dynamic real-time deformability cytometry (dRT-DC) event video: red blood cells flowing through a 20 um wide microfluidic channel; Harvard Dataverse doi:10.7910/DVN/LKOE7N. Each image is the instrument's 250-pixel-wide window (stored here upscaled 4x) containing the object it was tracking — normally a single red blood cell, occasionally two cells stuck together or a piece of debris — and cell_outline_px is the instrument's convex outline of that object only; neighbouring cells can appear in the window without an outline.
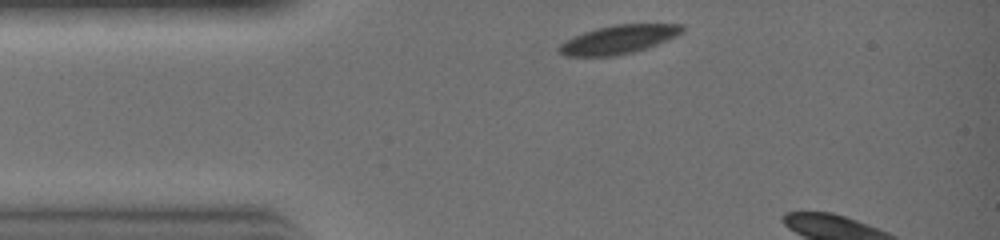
{"species": "common noctule bat (a hibernating species)", "species_latin": "Nyctalus noctula", "temperature_condition": "warm", "stored_images_in_passage": 3, "camera_frame_rate_fps": 3000, "um_per_image_px": 0.085, "animal": {"sex": "female", "body_mass_g": 19.0, "forearm_length_mm": 51.5}, "frame": {"image": 1, "passage_image": 1, "time_ms": 0.0, "image_size_px": [1000, 240], "cell_outline_px": [[684, 32], [676, 36], [656, 44], [632, 52], [612, 56], [564, 56], [556, 48], [560, 44], [584, 32], [596, 28], [616, 24], [684, 24]], "centroid_in_image_um": [52.59, 3.35], "position_along_channel_um": 32.4, "area_um2": 20.23}}